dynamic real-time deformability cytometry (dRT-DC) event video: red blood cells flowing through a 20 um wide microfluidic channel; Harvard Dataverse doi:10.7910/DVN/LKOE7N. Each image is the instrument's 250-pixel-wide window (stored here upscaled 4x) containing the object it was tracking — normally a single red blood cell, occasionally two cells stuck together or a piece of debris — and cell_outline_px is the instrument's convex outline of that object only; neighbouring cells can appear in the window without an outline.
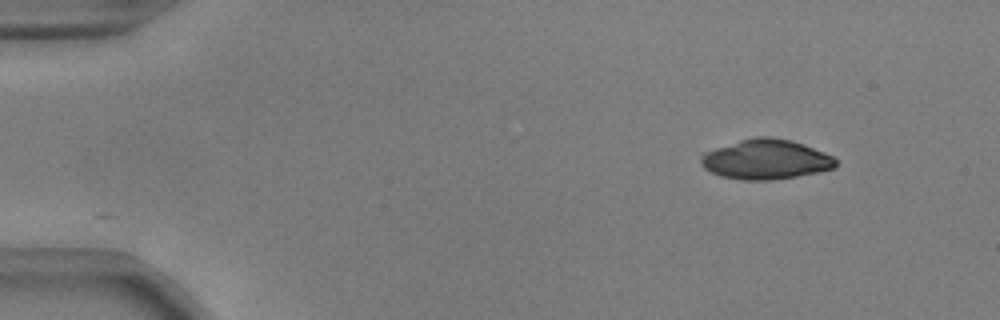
{"species": "common noctule bat (a hibernating species)", "species_latin": "Nyctalus noctula", "temperature_condition": "warm", "stored_images_in_passage": 10, "camera_frame_rate_fps": 3000, "um_per_image_px": 0.085, "animal": {"sex": "male", "body_mass_g": 17.9, "forearm_length_mm": 54.2}, "frame": {"image": 1, "passage_image": 1, "time_ms": 0.0, "image_size_px": [1000, 320], "cell_outline_px": [[836, 168], [796, 176], [772, 180], [744, 180], [720, 176], [704, 168], [700, 164], [700, 152], [752, 136], [768, 136], [792, 140], [804, 144], [824, 152], [832, 156], [836, 160]], "centroid_in_image_um": [65.04, 13.53], "position_along_channel_um": 20.0, "area_um2": 31.62}}